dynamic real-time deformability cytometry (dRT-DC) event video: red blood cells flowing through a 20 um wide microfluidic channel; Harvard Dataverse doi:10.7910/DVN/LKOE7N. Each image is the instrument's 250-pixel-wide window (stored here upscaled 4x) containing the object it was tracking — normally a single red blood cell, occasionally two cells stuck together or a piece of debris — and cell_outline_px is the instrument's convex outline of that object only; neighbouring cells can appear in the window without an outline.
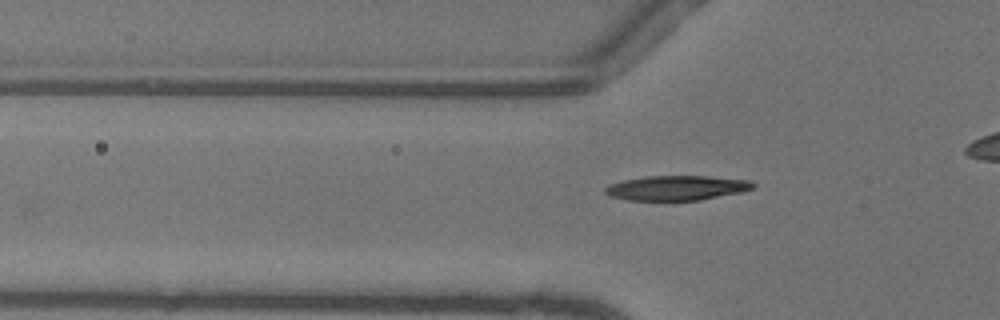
{"species": "common noctule bat (a hibernating species)", "species_latin": "Nyctalus noctula", "temperature_condition": "warm", "stored_images_in_passage": 35, "camera_frame_rate_fps": 3000, "um_per_image_px": 0.085, "animal": {"sex": "female"}, "frame": {"image": 1, "passage_image": 8, "time_ms": 2.333, "image_size_px": [1000, 320], "cell_outline_px": [[756, 184], [752, 188], [740, 192], [700, 200], [628, 200], [608, 196], [604, 192], [604, 188], [612, 184], [624, 180], [648, 176], [708, 176], [752, 180]], "centroid_in_image_um": [57.53, 15.97], "position_along_channel_um": 68.3, "area_um2": 21.21}}
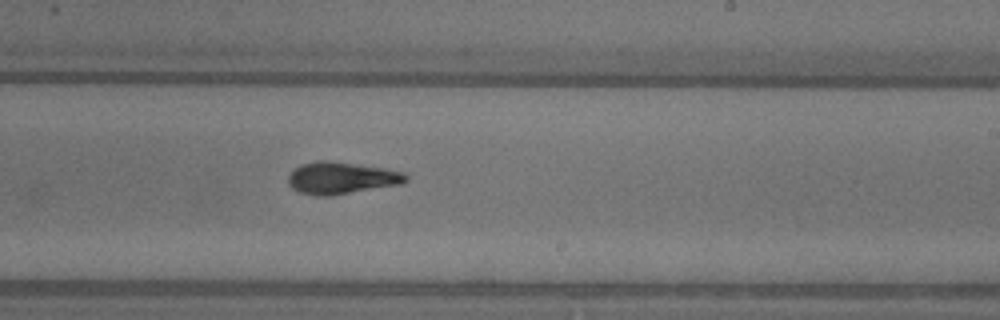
{"frame": {"image": 2, "passage_image": 22, "time_ms": 7.0, "image_size_px": [1000, 320], "cell_outline_px": [[408, 180], [404, 184], [328, 196], [316, 196], [300, 192], [292, 188], [288, 184], [288, 176], [300, 164], [320, 160], [328, 160], [384, 168], [404, 172], [408, 176]], "centroid_in_image_um": [29.04, 15.13], "position_along_channel_um": 260.0, "area_um2": 22.02}}
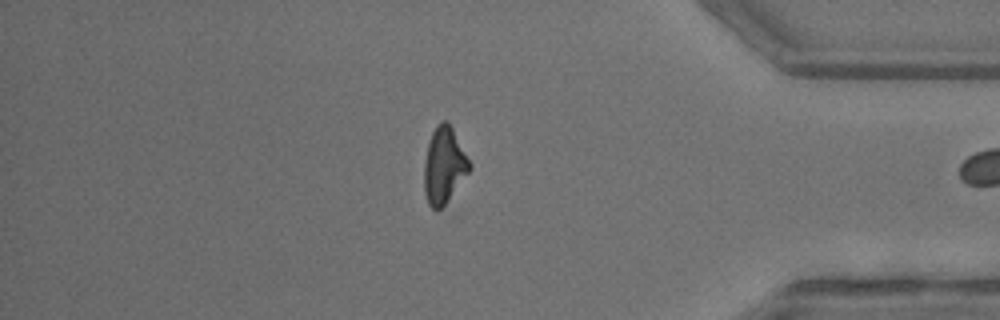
{"frame": {"image": 3, "passage_image": 34, "time_ms": 11.0, "image_size_px": [1000, 320], "cell_outline_px": [[472, 168], [448, 212], [436, 212], [428, 204], [424, 192], [424, 164], [428, 144], [432, 132], [436, 124], [440, 120], [448, 120], [472, 164]], "centroid_in_image_um": [37.79, 14.24], "position_along_channel_um": 397.4, "area_um2": 21.85}}